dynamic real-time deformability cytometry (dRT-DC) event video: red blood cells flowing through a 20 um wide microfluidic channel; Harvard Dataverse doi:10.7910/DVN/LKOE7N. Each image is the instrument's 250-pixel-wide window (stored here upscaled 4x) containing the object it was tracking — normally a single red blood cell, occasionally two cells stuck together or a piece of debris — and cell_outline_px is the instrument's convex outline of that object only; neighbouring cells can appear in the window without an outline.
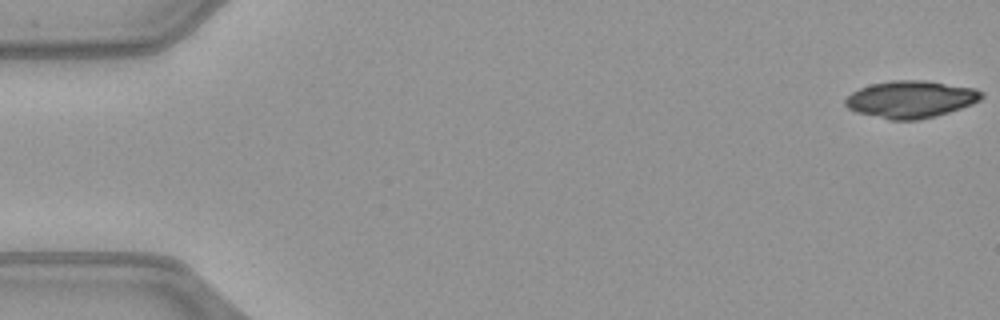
{"species": "common noctule bat (a hibernating species)", "species_latin": "Nyctalus noctula", "temperature_condition": "warm", "stored_images_in_passage": 50, "camera_frame_rate_fps": 3000, "um_per_image_px": 0.085, "animal": {"sex": "female", "body_mass_g": 21.9}, "frame": {"image": 1, "passage_image": 1, "time_ms": 0.0, "image_size_px": [1000, 320], "cell_outline_px": [[984, 96], [980, 100], [972, 104], [936, 116], [920, 120], [888, 120], [856, 112], [848, 108], [844, 104], [844, 100], [852, 92], [860, 88], [872, 84], [892, 80], [924, 80], [976, 88], [984, 92]], "centroid_in_image_um": [77.42, 8.44], "position_along_channel_um": 7.6, "area_um2": 29.65}}
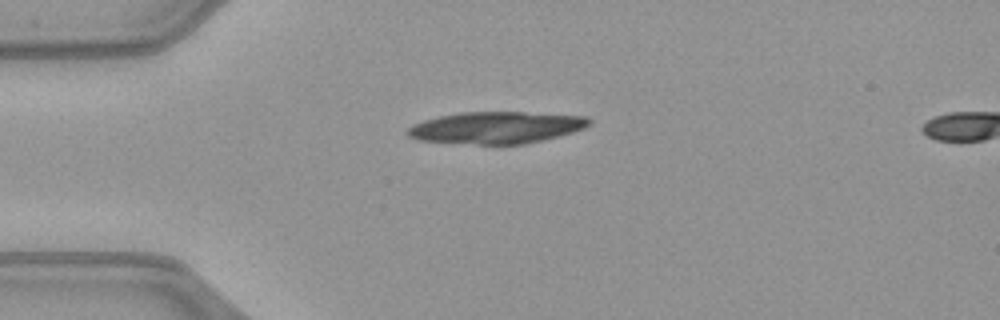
{"frame": {"image": 2, "passage_image": 13, "time_ms": 4.0, "image_size_px": [1000, 320], "cell_outline_px": [[592, 120], [584, 128], [560, 136], [544, 140], [524, 144], [496, 148], [416, 140], [408, 136], [404, 132], [412, 124], [424, 120], [440, 116], [460, 112], [524, 112], [588, 116]], "centroid_in_image_um": [42.12, 10.9], "position_along_channel_um": 42.9, "area_um2": 35.14}}